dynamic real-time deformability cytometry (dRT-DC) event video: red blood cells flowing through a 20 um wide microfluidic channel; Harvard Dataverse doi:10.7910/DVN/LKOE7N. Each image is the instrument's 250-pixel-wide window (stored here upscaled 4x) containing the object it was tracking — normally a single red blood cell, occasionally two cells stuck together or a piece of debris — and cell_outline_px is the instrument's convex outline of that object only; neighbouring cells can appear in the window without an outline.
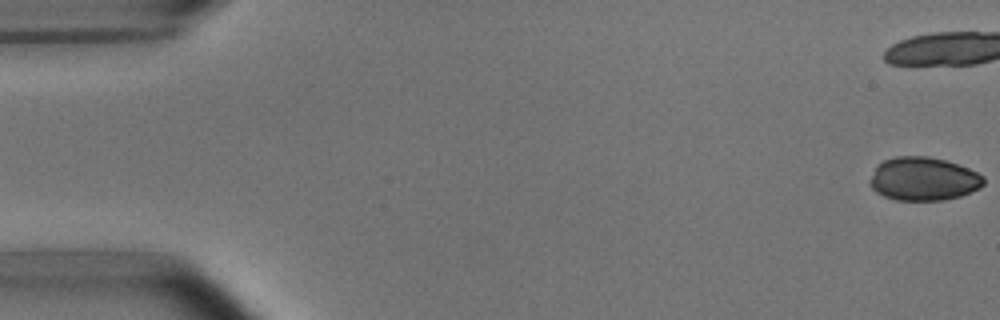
{"species": "common noctule bat (a hibernating species)", "species_latin": "Nyctalus noctula", "temperature_condition": "room temperature", "stored_images_in_passage": 6, "camera_frame_rate_fps": 3000, "um_per_image_px": 0.085, "animal": {"sex": "male", "body_mass_g": 15.6}, "frame": {"image": 1, "passage_image": 1, "time_ms": 0.0, "image_size_px": [1000, 320], "cell_outline_px": [[984, 184], [980, 188], [972, 192], [960, 196], [944, 200], [896, 200], [884, 196], [876, 192], [872, 188], [872, 176], [876, 164], [884, 160], [896, 156], [928, 156], [944, 160], [968, 168], [984, 176]], "centroid_in_image_um": [78.51, 15.21], "position_along_channel_um": 6.5, "area_um2": 28.67}}